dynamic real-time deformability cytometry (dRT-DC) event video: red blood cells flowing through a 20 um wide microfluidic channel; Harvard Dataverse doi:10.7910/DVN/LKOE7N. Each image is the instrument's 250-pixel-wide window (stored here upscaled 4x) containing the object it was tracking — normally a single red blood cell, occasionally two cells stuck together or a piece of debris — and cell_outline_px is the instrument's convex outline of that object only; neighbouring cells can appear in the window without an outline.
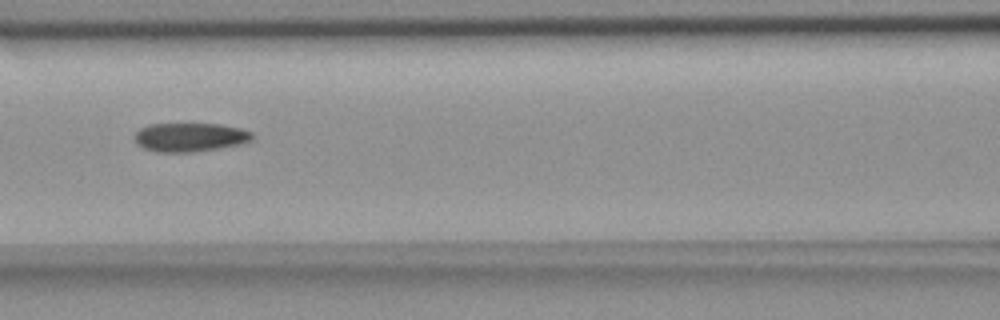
{"species": "common noctule bat (a hibernating species)", "species_latin": "Nyctalus noctula", "temperature_condition": "room temperature", "stored_images_in_passage": 10, "camera_frame_rate_fps": 3000, "um_per_image_px": 0.085, "animal": {"sex": "female", "body_mass_g": 18.4}, "frame": {"image": 1, "passage_image": 3, "time_ms": 2.333, "image_size_px": [1000, 320], "cell_outline_px": [[252, 140], [240, 144], [192, 152], [160, 152], [144, 148], [136, 144], [136, 132], [140, 128], [148, 124], [220, 124], [240, 128], [252, 132]], "centroid_in_image_um": [16.14, 11.65], "position_along_channel_um": 150.5, "area_um2": 19.54}}
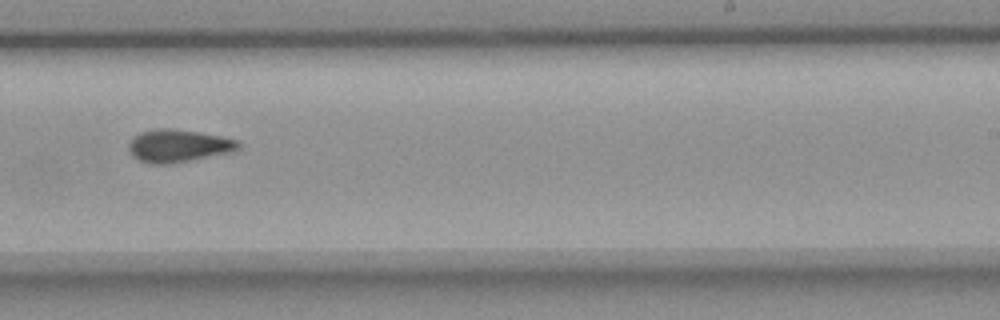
{"frame": {"image": 2, "passage_image": 6, "time_ms": 5.667, "image_size_px": [1000, 320], "cell_outline_px": [[240, 148], [236, 152], [172, 164], [148, 164], [132, 156], [128, 148], [128, 144], [140, 132], [160, 128], [168, 128], [200, 132], [220, 136], [236, 140], [240, 144]], "centroid_in_image_um": [15.19, 12.41], "position_along_channel_um": 273.8, "area_um2": 21.1}}
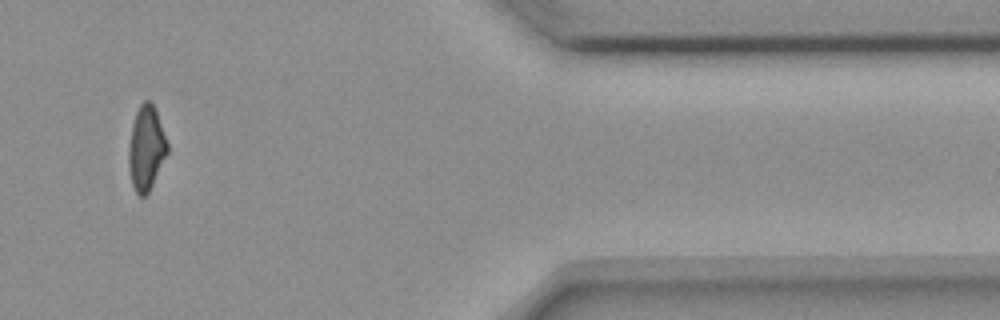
{"frame": {"image": 3, "passage_image": 9, "time_ms": 10.0, "image_size_px": [1000, 320], "cell_outline_px": [[168, 152], [148, 192], [144, 196], [140, 196], [136, 192], [132, 184], [128, 164], [128, 144], [132, 124], [136, 112], [140, 104], [144, 100], [148, 100], [152, 104], [156, 112], [168, 144]], "centroid_in_image_um": [12.4, 12.58], "position_along_channel_um": 399.0, "area_um2": 18.79}, "authors_computed_cell_mechanics": {"area_um2": 20.1144, "velocity_mm_per_s": 3.7208, "shape_relaxation_time_tau1_ms": null, "shape_relaxation_time_tau2_ms": 2.5379, "deformation_change_tau1": null, "deformation_change_tau2": 0.0667}}